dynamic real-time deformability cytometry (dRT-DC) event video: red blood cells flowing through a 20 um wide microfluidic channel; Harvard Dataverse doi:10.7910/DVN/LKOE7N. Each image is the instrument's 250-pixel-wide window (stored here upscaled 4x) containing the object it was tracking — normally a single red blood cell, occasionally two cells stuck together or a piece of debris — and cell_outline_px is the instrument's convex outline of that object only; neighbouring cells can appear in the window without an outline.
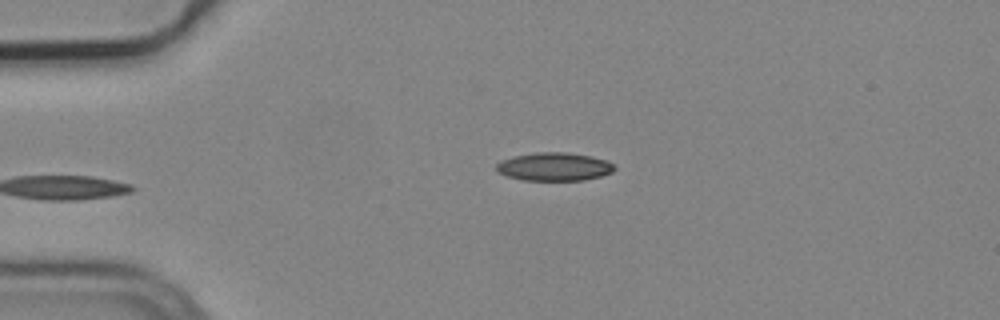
{"species": "common noctule bat (a hibernating species)", "species_latin": "Nyctalus noctula", "temperature_condition": "cold", "stored_images_in_passage": 2, "camera_frame_rate_fps": 3000, "um_per_image_px": 0.085, "animal": {"sex": "male", "body_mass_g": 19.2, "forearm_length_mm": 51.8}, "frame": {"image": 1, "passage_image": 2, "time_ms": 0.333, "image_size_px": [1000, 320], "cell_outline_px": [[616, 168], [612, 172], [600, 176], [584, 180], [520, 180], [496, 172], [496, 164], [500, 160], [512, 156], [536, 152], [568, 152], [592, 156], [608, 160]], "centroid_in_image_um": [47.09, 14.16], "position_along_channel_um": 37.9, "area_um2": 19.65}}